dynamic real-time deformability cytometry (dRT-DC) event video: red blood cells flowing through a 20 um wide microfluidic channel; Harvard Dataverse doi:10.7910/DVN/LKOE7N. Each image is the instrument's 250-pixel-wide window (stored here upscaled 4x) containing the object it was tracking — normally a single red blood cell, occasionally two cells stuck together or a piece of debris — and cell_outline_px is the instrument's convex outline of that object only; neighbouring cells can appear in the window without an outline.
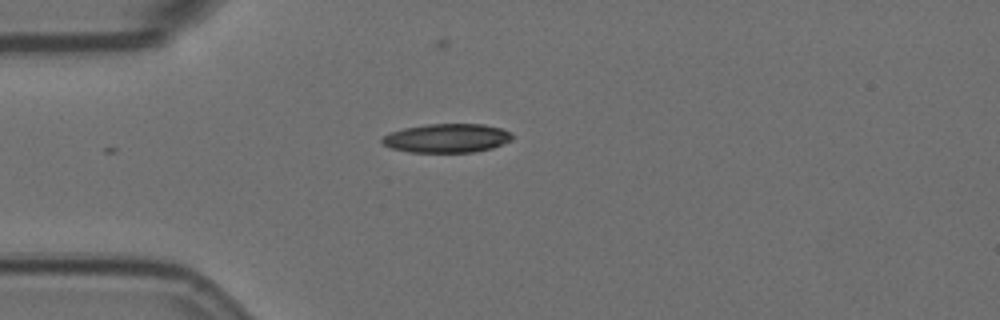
{"species": "Egyptian fruit bat (a non-hibernating species)", "species_latin": "Rousettus aegyptiacus", "temperature_condition": "room temperature", "stored_images_in_passage": 8, "camera_frame_rate_fps": 3000, "um_per_image_px": 0.085, "animal": {"sex": "female"}, "frame": {"image": 1, "passage_image": 1, "time_ms": 0.0, "image_size_px": [1000, 320], "cell_outline_px": [[512, 140], [492, 148], [472, 152], [412, 152], [392, 148], [384, 144], [380, 140], [384, 136], [392, 132], [404, 128], [428, 124], [484, 124], [500, 128], [508, 132], [512, 136]], "centroid_in_image_um": [37.99, 11.74], "position_along_channel_um": 47.0, "area_um2": 21.62}}
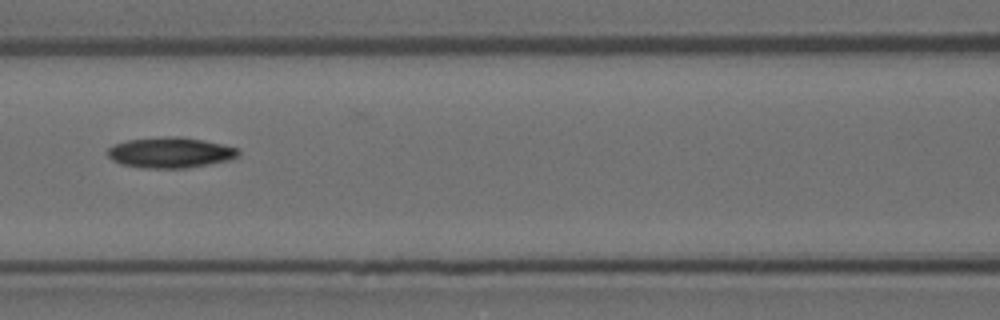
{"frame": {"image": 2, "passage_image": 4, "time_ms": 1.0, "image_size_px": [1000, 320], "cell_outline_px": [[240, 156], [228, 160], [188, 168], [140, 168], [120, 164], [112, 160], [108, 156], [108, 148], [116, 144], [128, 140], [172, 136], [180, 136], [220, 144], [236, 148], [240, 152]], "centroid_in_image_um": [14.46, 12.98], "position_along_channel_um": 152.1, "area_um2": 23.12}}
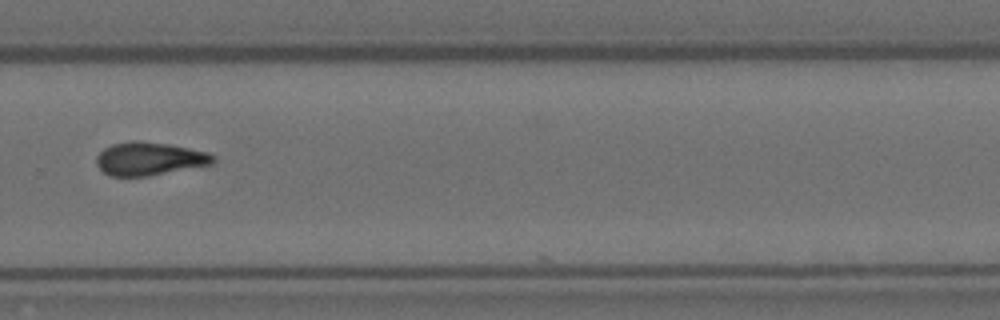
{"frame": {"image": 3, "passage_image": 8, "time_ms": 2.333, "image_size_px": [1000, 320], "cell_outline_px": [[216, 160], [212, 164], [148, 176], [112, 176], [104, 172], [96, 164], [96, 156], [104, 148], [112, 144], [132, 140], [140, 140], [168, 144], [208, 152], [216, 156]], "centroid_in_image_um": [12.7, 13.48], "position_along_channel_um": 317.1, "area_um2": 22.6}}